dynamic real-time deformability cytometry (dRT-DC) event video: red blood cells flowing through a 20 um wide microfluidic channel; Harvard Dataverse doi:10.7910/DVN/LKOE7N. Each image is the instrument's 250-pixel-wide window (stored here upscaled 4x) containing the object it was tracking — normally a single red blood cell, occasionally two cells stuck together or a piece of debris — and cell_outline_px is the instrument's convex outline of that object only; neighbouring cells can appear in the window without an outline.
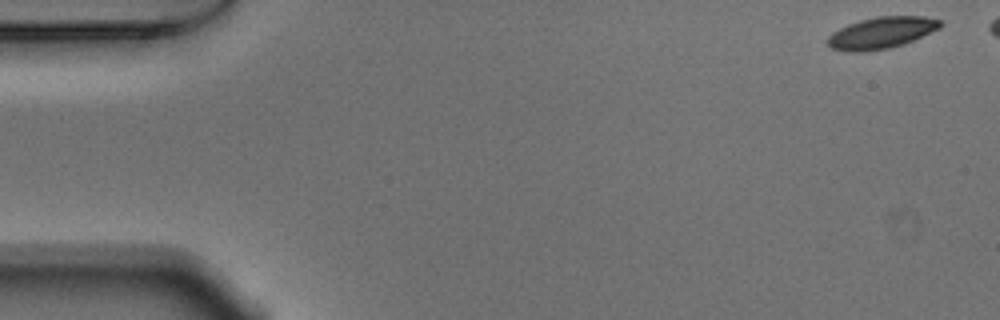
{"species": "Egyptian fruit bat (a non-hibernating species)", "species_latin": "Rousettus aegyptiacus", "temperature_condition": "warm", "stored_images_in_passage": 46, "camera_frame_rate_fps": 3000, "um_per_image_px": 0.085, "animal": {"sex": "male"}, "frame": {"image": 1, "passage_image": 1, "time_ms": 0.0, "image_size_px": [1000, 320], "cell_outline_px": [[944, 24], [940, 28], [904, 44], [888, 48], [864, 52], [848, 52], [832, 48], [828, 44], [828, 36], [832, 32], [848, 24], [860, 20], [876, 16], [924, 16], [940, 20]], "centroid_in_image_um": [74.93, 2.78], "position_along_channel_um": 10.1, "area_um2": 20.75}}
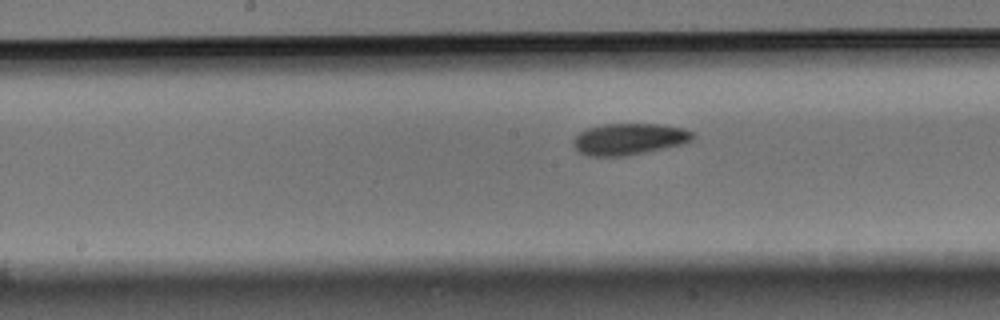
{"frame": {"image": 2, "passage_image": 26, "time_ms": 8.333, "image_size_px": [1000, 320], "cell_outline_px": [[696, 136], [688, 144], [628, 156], [588, 156], [580, 152], [572, 144], [576, 136], [580, 132], [588, 128], [604, 124], [656, 124], [684, 128], [692, 132]], "centroid_in_image_um": [53.54, 11.83], "position_along_channel_um": 194.7, "area_um2": 22.2}}
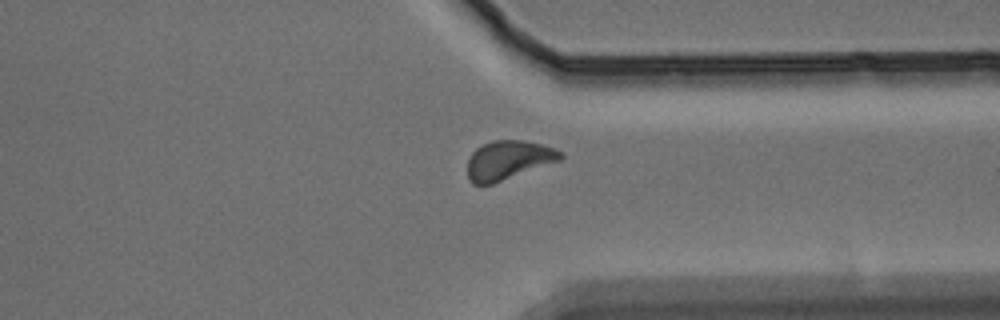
{"frame": {"image": 3, "passage_image": 40, "time_ms": 13.0, "image_size_px": [1000, 320], "cell_outline_px": [[564, 156], [560, 160], [492, 184], [472, 184], [468, 180], [468, 160], [472, 152], [476, 148], [492, 140], [524, 140], [556, 148], [564, 152]], "centroid_in_image_um": [43.21, 13.6], "position_along_channel_um": 368.2, "area_um2": 21.1}}